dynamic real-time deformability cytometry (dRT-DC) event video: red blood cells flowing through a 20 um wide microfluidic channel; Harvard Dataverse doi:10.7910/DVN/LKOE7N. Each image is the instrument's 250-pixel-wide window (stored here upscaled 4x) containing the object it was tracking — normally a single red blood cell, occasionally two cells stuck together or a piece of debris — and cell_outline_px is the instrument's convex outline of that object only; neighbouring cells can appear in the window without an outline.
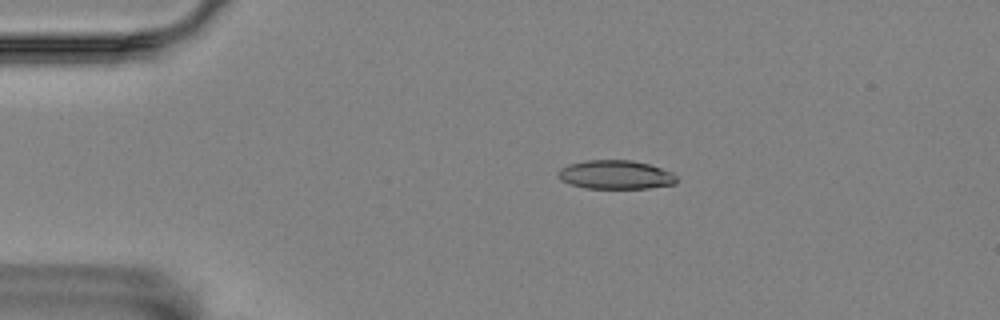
{"species": "Egyptian fruit bat (a non-hibernating species)", "species_latin": "Rousettus aegyptiacus", "temperature_condition": "room temperature", "stored_images_in_passage": 46, "camera_frame_rate_fps": 3000, "um_per_image_px": 0.085, "animal": {"sex": "female"}, "frame": {"image": 1, "passage_image": 1, "time_ms": 0.0, "image_size_px": [1000, 320], "cell_outline_px": [[676, 184], [648, 188], [584, 188], [560, 180], [556, 176], [556, 172], [560, 168], [568, 164], [588, 160], [632, 160], [648, 164], [672, 172], [676, 176]], "centroid_in_image_um": [52.29, 14.85], "position_along_channel_um": 32.7, "area_um2": 19.94}}
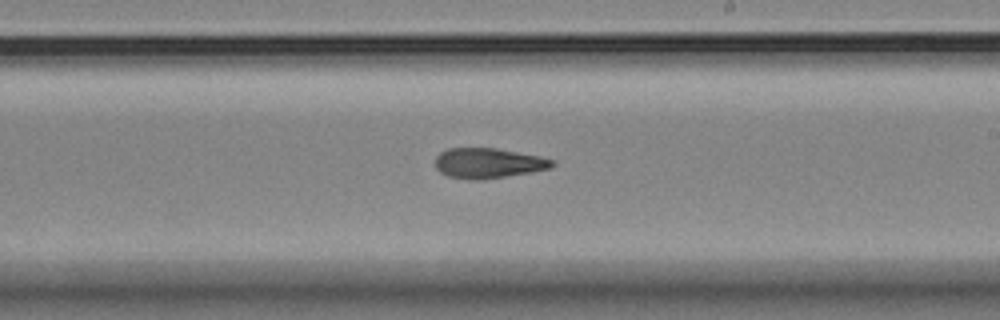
{"frame": {"image": 2, "passage_image": 23, "time_ms": 7.333, "image_size_px": [1000, 320], "cell_outline_px": [[556, 164], [552, 168], [532, 172], [484, 180], [468, 180], [448, 176], [440, 172], [436, 168], [436, 156], [440, 152], [448, 148], [496, 148], [540, 156], [552, 160]], "centroid_in_image_um": [41.5, 13.88], "position_along_channel_um": 247.5, "area_um2": 20.75}}
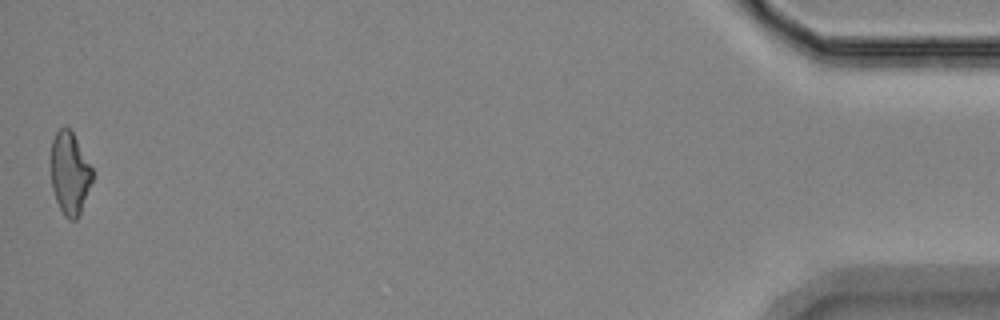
{"frame": {"image": 3, "passage_image": 46, "time_ms": 15.0, "image_size_px": [1000, 320], "cell_outline_px": [[92, 180], [80, 216], [76, 220], [68, 220], [64, 216], [56, 200], [52, 188], [52, 140], [56, 132], [64, 124], [72, 132], [92, 168]], "centroid_in_image_um": [5.93, 14.76], "position_along_channel_um": 429.3, "area_um2": 19.71}, "authors_computed_cell_mechanics": {"area_um2": 20.7502, "velocity_mm_per_s": 3.5322, "shape_relaxation_time_tau1_ms": null, "shape_relaxation_time_tau2_ms": 6.4144, "deformation_change_tau1": null, "deformation_change_tau2": 0.1693}}